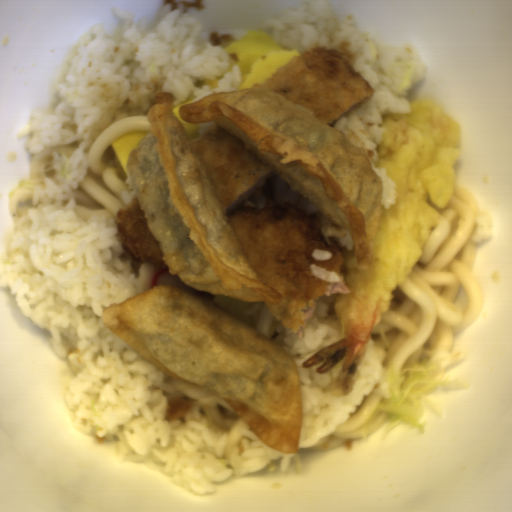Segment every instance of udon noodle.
<instances>
[{"label": "udon noodle", "instance_id": "8dc81ce9", "mask_svg": "<svg viewBox=\"0 0 512 512\" xmlns=\"http://www.w3.org/2000/svg\"><path fill=\"white\" fill-rule=\"evenodd\" d=\"M249 203L255 207H289L296 212L316 218L322 233L339 248L355 249L348 235L327 218L310 200L294 191L275 171L265 177L251 195Z\"/></svg>", "mask_w": 512, "mask_h": 512}, {"label": "udon noodle", "instance_id": "d8cb7926", "mask_svg": "<svg viewBox=\"0 0 512 512\" xmlns=\"http://www.w3.org/2000/svg\"><path fill=\"white\" fill-rule=\"evenodd\" d=\"M384 427H385V416L382 413L380 415H377V417H376V419H375V421H374V423H373V425H372V427L370 429L369 434H372V433H374L376 431H379V430H381Z\"/></svg>", "mask_w": 512, "mask_h": 512}, {"label": "udon noodle", "instance_id": "b55badf4", "mask_svg": "<svg viewBox=\"0 0 512 512\" xmlns=\"http://www.w3.org/2000/svg\"><path fill=\"white\" fill-rule=\"evenodd\" d=\"M386 401L389 399L380 392L369 391L360 398L339 425L310 447V451L334 450L344 444L365 438L368 421L374 415L378 405Z\"/></svg>", "mask_w": 512, "mask_h": 512}, {"label": "udon noodle", "instance_id": "49779ff9", "mask_svg": "<svg viewBox=\"0 0 512 512\" xmlns=\"http://www.w3.org/2000/svg\"><path fill=\"white\" fill-rule=\"evenodd\" d=\"M170 377V376H169ZM176 390L196 402L205 415L221 427H229L238 414L219 396L208 389L187 384L170 377Z\"/></svg>", "mask_w": 512, "mask_h": 512}, {"label": "udon noodle", "instance_id": "d5520da0", "mask_svg": "<svg viewBox=\"0 0 512 512\" xmlns=\"http://www.w3.org/2000/svg\"><path fill=\"white\" fill-rule=\"evenodd\" d=\"M479 203L454 184L415 267L392 293L370 333L384 351L382 366L403 370L437 364L482 312V294L472 267Z\"/></svg>", "mask_w": 512, "mask_h": 512}, {"label": "udon noodle", "instance_id": "a0691cae", "mask_svg": "<svg viewBox=\"0 0 512 512\" xmlns=\"http://www.w3.org/2000/svg\"><path fill=\"white\" fill-rule=\"evenodd\" d=\"M146 116L125 118L107 125L88 150V168L73 193V207L84 219L115 220L119 210L137 196L131 179L114 151L113 141L134 130L150 129Z\"/></svg>", "mask_w": 512, "mask_h": 512}, {"label": "udon noodle", "instance_id": "72d5601a", "mask_svg": "<svg viewBox=\"0 0 512 512\" xmlns=\"http://www.w3.org/2000/svg\"><path fill=\"white\" fill-rule=\"evenodd\" d=\"M253 329L266 336L280 348L284 343L288 331L263 305L258 310Z\"/></svg>", "mask_w": 512, "mask_h": 512}]
</instances>
